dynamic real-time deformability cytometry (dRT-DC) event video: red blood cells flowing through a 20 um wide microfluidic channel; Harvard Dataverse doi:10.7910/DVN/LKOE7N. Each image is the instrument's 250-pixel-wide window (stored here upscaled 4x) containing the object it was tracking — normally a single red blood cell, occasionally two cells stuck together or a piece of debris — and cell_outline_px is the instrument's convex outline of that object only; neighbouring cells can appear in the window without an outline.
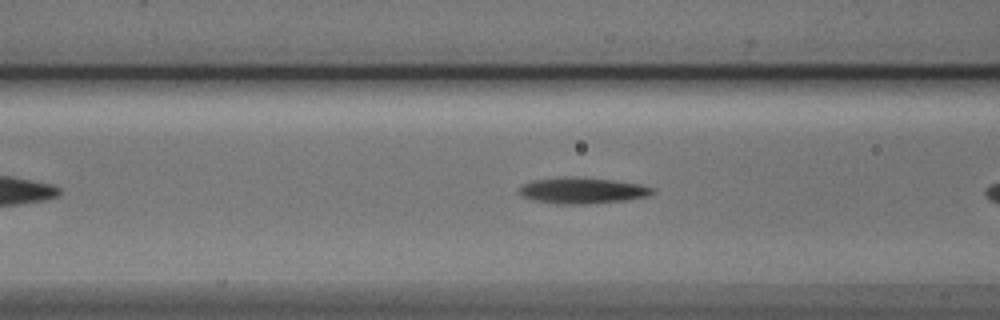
{"species": "Egyptian fruit bat (a non-hibernating species)", "species_latin": "Rousettus aegyptiacus", "temperature_condition": "cold", "stored_images_in_passage": 8, "camera_frame_rate_fps": 3000, "um_per_image_px": 0.085, "animal": {"sex": "male"}, "frame": {"image": 1, "passage_image": 6, "time_ms": 1.667, "image_size_px": [1000, 320], "cell_outline_px": [[652, 192], [648, 196], [628, 200], [584, 204], [556, 204], [536, 200], [520, 196], [520, 188], [524, 184], [532, 180], [564, 176], [576, 176], [612, 180], [640, 184], [652, 188]], "centroid_in_image_um": [49.47, 16.19], "position_along_channel_um": 117.1, "area_um2": 20.23}}